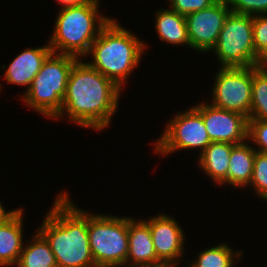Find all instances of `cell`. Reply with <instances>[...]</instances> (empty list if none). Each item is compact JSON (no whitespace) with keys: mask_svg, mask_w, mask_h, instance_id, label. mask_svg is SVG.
Wrapping results in <instances>:
<instances>
[{"mask_svg":"<svg viewBox=\"0 0 267 267\" xmlns=\"http://www.w3.org/2000/svg\"><path fill=\"white\" fill-rule=\"evenodd\" d=\"M129 217L88 214V239L96 267H127Z\"/></svg>","mask_w":267,"mask_h":267,"instance_id":"8992f818","label":"cell"},{"mask_svg":"<svg viewBox=\"0 0 267 267\" xmlns=\"http://www.w3.org/2000/svg\"><path fill=\"white\" fill-rule=\"evenodd\" d=\"M242 251H234L227 244H219L201 251L190 267H234L236 258H240ZM236 256V257H235Z\"/></svg>","mask_w":267,"mask_h":267,"instance_id":"44dd1931","label":"cell"},{"mask_svg":"<svg viewBox=\"0 0 267 267\" xmlns=\"http://www.w3.org/2000/svg\"><path fill=\"white\" fill-rule=\"evenodd\" d=\"M79 58L52 52L22 97L30 108L54 119L61 111L70 71Z\"/></svg>","mask_w":267,"mask_h":267,"instance_id":"5b68a950","label":"cell"},{"mask_svg":"<svg viewBox=\"0 0 267 267\" xmlns=\"http://www.w3.org/2000/svg\"><path fill=\"white\" fill-rule=\"evenodd\" d=\"M51 53L52 50L49 43L43 47L24 50L10 62L4 73L5 80L10 84L24 85L27 87V91L46 58Z\"/></svg>","mask_w":267,"mask_h":267,"instance_id":"9a60e30c","label":"cell"},{"mask_svg":"<svg viewBox=\"0 0 267 267\" xmlns=\"http://www.w3.org/2000/svg\"><path fill=\"white\" fill-rule=\"evenodd\" d=\"M210 104L227 111L250 117L253 66L221 68L216 73Z\"/></svg>","mask_w":267,"mask_h":267,"instance_id":"ba28073f","label":"cell"},{"mask_svg":"<svg viewBox=\"0 0 267 267\" xmlns=\"http://www.w3.org/2000/svg\"><path fill=\"white\" fill-rule=\"evenodd\" d=\"M249 185L255 188L260 199L267 201V153L255 152L252 178Z\"/></svg>","mask_w":267,"mask_h":267,"instance_id":"603a6c76","label":"cell"},{"mask_svg":"<svg viewBox=\"0 0 267 267\" xmlns=\"http://www.w3.org/2000/svg\"><path fill=\"white\" fill-rule=\"evenodd\" d=\"M232 13L250 16L266 15L267 0H226Z\"/></svg>","mask_w":267,"mask_h":267,"instance_id":"cb8c5ba5","label":"cell"},{"mask_svg":"<svg viewBox=\"0 0 267 267\" xmlns=\"http://www.w3.org/2000/svg\"><path fill=\"white\" fill-rule=\"evenodd\" d=\"M234 146L232 143L211 142L198 155L199 167L219 185L227 178L229 159Z\"/></svg>","mask_w":267,"mask_h":267,"instance_id":"e0dca14e","label":"cell"},{"mask_svg":"<svg viewBox=\"0 0 267 267\" xmlns=\"http://www.w3.org/2000/svg\"><path fill=\"white\" fill-rule=\"evenodd\" d=\"M254 48L259 66H267V14L253 16Z\"/></svg>","mask_w":267,"mask_h":267,"instance_id":"7402d4cb","label":"cell"},{"mask_svg":"<svg viewBox=\"0 0 267 267\" xmlns=\"http://www.w3.org/2000/svg\"><path fill=\"white\" fill-rule=\"evenodd\" d=\"M121 89L80 58L70 71L62 109L54 119L66 112L80 127L103 130L117 111Z\"/></svg>","mask_w":267,"mask_h":267,"instance_id":"6da1fadb","label":"cell"},{"mask_svg":"<svg viewBox=\"0 0 267 267\" xmlns=\"http://www.w3.org/2000/svg\"><path fill=\"white\" fill-rule=\"evenodd\" d=\"M156 31L160 40L172 45L185 44L190 47L186 18L171 8L157 10Z\"/></svg>","mask_w":267,"mask_h":267,"instance_id":"ac0fdd59","label":"cell"},{"mask_svg":"<svg viewBox=\"0 0 267 267\" xmlns=\"http://www.w3.org/2000/svg\"><path fill=\"white\" fill-rule=\"evenodd\" d=\"M173 118L155 143L156 153L164 156L180 149L199 148L201 154L211 143L202 116L191 107Z\"/></svg>","mask_w":267,"mask_h":267,"instance_id":"9c48e42d","label":"cell"},{"mask_svg":"<svg viewBox=\"0 0 267 267\" xmlns=\"http://www.w3.org/2000/svg\"><path fill=\"white\" fill-rule=\"evenodd\" d=\"M10 211H7L2 206V203L0 202V220L3 219Z\"/></svg>","mask_w":267,"mask_h":267,"instance_id":"83f0119b","label":"cell"},{"mask_svg":"<svg viewBox=\"0 0 267 267\" xmlns=\"http://www.w3.org/2000/svg\"><path fill=\"white\" fill-rule=\"evenodd\" d=\"M248 139L259 146L256 151L267 153V120L248 119Z\"/></svg>","mask_w":267,"mask_h":267,"instance_id":"d4e9b609","label":"cell"},{"mask_svg":"<svg viewBox=\"0 0 267 267\" xmlns=\"http://www.w3.org/2000/svg\"><path fill=\"white\" fill-rule=\"evenodd\" d=\"M212 51L221 62V68L259 66L254 48L253 16L230 12Z\"/></svg>","mask_w":267,"mask_h":267,"instance_id":"52a82bcc","label":"cell"},{"mask_svg":"<svg viewBox=\"0 0 267 267\" xmlns=\"http://www.w3.org/2000/svg\"><path fill=\"white\" fill-rule=\"evenodd\" d=\"M16 266L58 267L48 242L38 231L33 236V240L23 247Z\"/></svg>","mask_w":267,"mask_h":267,"instance_id":"d6986e66","label":"cell"},{"mask_svg":"<svg viewBox=\"0 0 267 267\" xmlns=\"http://www.w3.org/2000/svg\"><path fill=\"white\" fill-rule=\"evenodd\" d=\"M98 6V0H90L84 5L61 8L49 41L52 52L79 59L87 56L100 31L111 20L98 12Z\"/></svg>","mask_w":267,"mask_h":267,"instance_id":"277c9868","label":"cell"},{"mask_svg":"<svg viewBox=\"0 0 267 267\" xmlns=\"http://www.w3.org/2000/svg\"><path fill=\"white\" fill-rule=\"evenodd\" d=\"M193 108L202 116L211 142L244 143L248 139V118L244 115L200 103Z\"/></svg>","mask_w":267,"mask_h":267,"instance_id":"8fae6325","label":"cell"},{"mask_svg":"<svg viewBox=\"0 0 267 267\" xmlns=\"http://www.w3.org/2000/svg\"><path fill=\"white\" fill-rule=\"evenodd\" d=\"M230 12L226 0H217L210 7L186 15L190 47L197 52L211 51Z\"/></svg>","mask_w":267,"mask_h":267,"instance_id":"30bf717a","label":"cell"},{"mask_svg":"<svg viewBox=\"0 0 267 267\" xmlns=\"http://www.w3.org/2000/svg\"><path fill=\"white\" fill-rule=\"evenodd\" d=\"M154 267H171L169 265H165V264H162V265H159V266H154Z\"/></svg>","mask_w":267,"mask_h":267,"instance_id":"f1b7e54d","label":"cell"},{"mask_svg":"<svg viewBox=\"0 0 267 267\" xmlns=\"http://www.w3.org/2000/svg\"><path fill=\"white\" fill-rule=\"evenodd\" d=\"M127 267H154L163 263L157 258L149 225L129 218Z\"/></svg>","mask_w":267,"mask_h":267,"instance_id":"4fadbf2b","label":"cell"},{"mask_svg":"<svg viewBox=\"0 0 267 267\" xmlns=\"http://www.w3.org/2000/svg\"><path fill=\"white\" fill-rule=\"evenodd\" d=\"M90 0H57L62 5V8L74 7L87 4Z\"/></svg>","mask_w":267,"mask_h":267,"instance_id":"4316f807","label":"cell"},{"mask_svg":"<svg viewBox=\"0 0 267 267\" xmlns=\"http://www.w3.org/2000/svg\"><path fill=\"white\" fill-rule=\"evenodd\" d=\"M144 44L131 31L111 19L92 43L87 55L91 54L93 61L87 63L121 88L139 65L146 48Z\"/></svg>","mask_w":267,"mask_h":267,"instance_id":"3957f363","label":"cell"},{"mask_svg":"<svg viewBox=\"0 0 267 267\" xmlns=\"http://www.w3.org/2000/svg\"><path fill=\"white\" fill-rule=\"evenodd\" d=\"M38 232L54 253L58 267H96L88 239V212L77 208L68 194H58Z\"/></svg>","mask_w":267,"mask_h":267,"instance_id":"7a4b0ae2","label":"cell"},{"mask_svg":"<svg viewBox=\"0 0 267 267\" xmlns=\"http://www.w3.org/2000/svg\"><path fill=\"white\" fill-rule=\"evenodd\" d=\"M23 209L11 210L0 220V267L16 265L22 249Z\"/></svg>","mask_w":267,"mask_h":267,"instance_id":"5bb4252c","label":"cell"},{"mask_svg":"<svg viewBox=\"0 0 267 267\" xmlns=\"http://www.w3.org/2000/svg\"><path fill=\"white\" fill-rule=\"evenodd\" d=\"M249 142L237 144L232 148L228 175L227 178L221 183L230 184L231 186L244 187L248 186L252 178L254 159L256 149L252 148Z\"/></svg>","mask_w":267,"mask_h":267,"instance_id":"2e32d148","label":"cell"},{"mask_svg":"<svg viewBox=\"0 0 267 267\" xmlns=\"http://www.w3.org/2000/svg\"><path fill=\"white\" fill-rule=\"evenodd\" d=\"M217 0H169L170 8L181 15H188L193 12L210 7Z\"/></svg>","mask_w":267,"mask_h":267,"instance_id":"484cf974","label":"cell"},{"mask_svg":"<svg viewBox=\"0 0 267 267\" xmlns=\"http://www.w3.org/2000/svg\"><path fill=\"white\" fill-rule=\"evenodd\" d=\"M144 221L149 225L157 258L163 264L175 267L184 251L183 229L166 214H158Z\"/></svg>","mask_w":267,"mask_h":267,"instance_id":"7c38bea8","label":"cell"},{"mask_svg":"<svg viewBox=\"0 0 267 267\" xmlns=\"http://www.w3.org/2000/svg\"><path fill=\"white\" fill-rule=\"evenodd\" d=\"M249 119L267 120V66H253Z\"/></svg>","mask_w":267,"mask_h":267,"instance_id":"ffe728a7","label":"cell"}]
</instances>
